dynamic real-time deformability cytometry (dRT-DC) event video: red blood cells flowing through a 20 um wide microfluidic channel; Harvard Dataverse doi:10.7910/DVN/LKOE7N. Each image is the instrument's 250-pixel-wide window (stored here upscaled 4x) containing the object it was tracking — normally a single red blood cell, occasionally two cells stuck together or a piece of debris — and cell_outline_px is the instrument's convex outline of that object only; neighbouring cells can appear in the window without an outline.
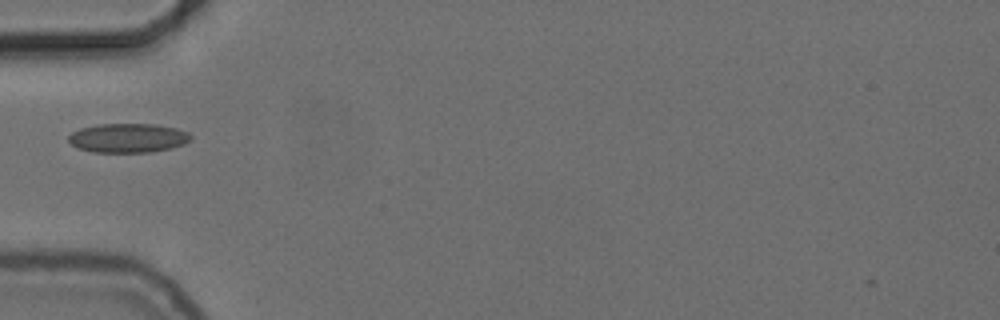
{"species": "common noctule bat (a hibernating species)", "species_latin": "Nyctalus noctula", "temperature_condition": "cold", "stored_images_in_passage": 28, "camera_frame_rate_fps": 3000, "um_per_image_px": 0.085, "animal": {"sex": "female", "body_mass_g": 24.6, "forearm_length_mm": 56.2}, "frame": {"image": 1, "passage_image": 4, "time_ms": 1.0, "image_size_px": [1000, 320], "cell_outline_px": [[192, 140], [184, 144], [172, 148], [152, 152], [92, 152], [80, 148], [72, 144], [68, 140], [68, 136], [72, 132], [80, 128], [100, 124], [156, 124], [176, 128], [188, 132], [192, 136]], "centroid_in_image_um": [10.92, 11.73], "position_along_channel_um": 74.1, "area_um2": 20.87}}
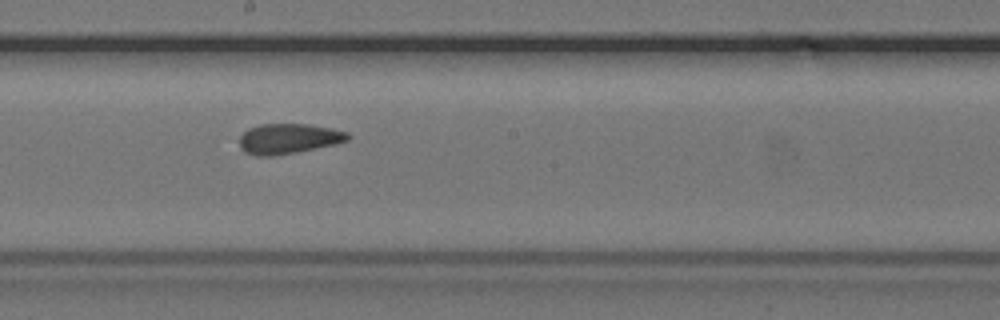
{"frame": {"image": 2, "passage_image": 16, "time_ms": 5.0, "image_size_px": [1000, 320], "cell_outline_px": [[352, 136], [348, 140], [336, 144], [296, 152], [272, 156], [256, 156], [244, 152], [240, 148], [240, 136], [248, 128], [260, 124], [308, 124], [332, 128], [348, 132]], "centroid_in_image_um": [24.53, 11.78], "position_along_channel_um": 223.7, "area_um2": 19.19}}
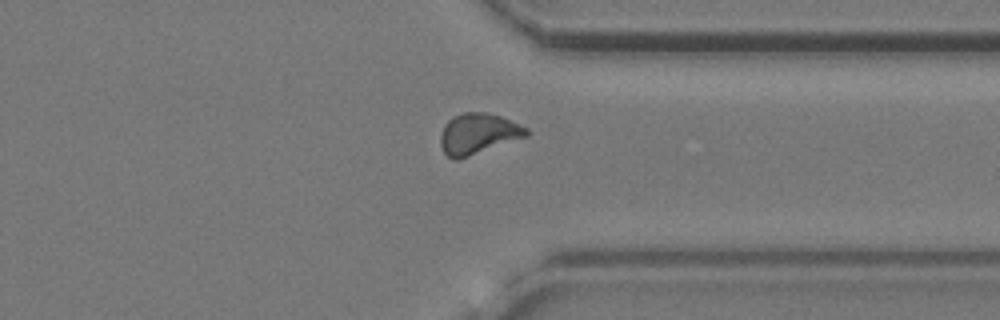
{"frame": {"image": 3, "passage_image": 28, "time_ms": 9.0, "image_size_px": [1000, 320], "cell_outline_px": [[532, 132], [528, 136], [456, 160], [452, 160], [444, 152], [440, 144], [440, 136], [444, 124], [452, 116], [464, 112], [488, 112], [500, 116], [520, 124], [528, 128]], "centroid_in_image_um": [40.65, 11.35], "position_along_channel_um": 370.8, "area_um2": 20.52}, "authors_computed_cell_mechanics": {"area_um2": 19.2763, "velocity_mm_per_s": 3.71, "shape_relaxation_time_tau1_ms": null, "shape_relaxation_time_tau2_ms": 1.8114, "deformation_change_tau1": null, "deformation_change_tau2": 0.0607}}